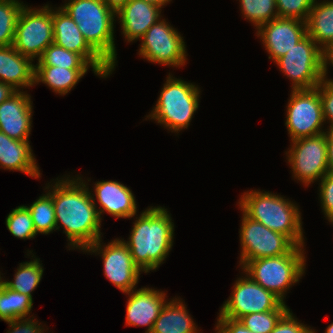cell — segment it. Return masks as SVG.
I'll list each match as a JSON object with an SVG mask.
<instances>
[{
	"mask_svg": "<svg viewBox=\"0 0 333 333\" xmlns=\"http://www.w3.org/2000/svg\"><path fill=\"white\" fill-rule=\"evenodd\" d=\"M79 176L56 178L53 185L48 183L45 189L52 196L56 230L63 227L69 241L67 248L84 251L102 237V220L93 203L89 184Z\"/></svg>",
	"mask_w": 333,
	"mask_h": 333,
	"instance_id": "1",
	"label": "cell"
},
{
	"mask_svg": "<svg viewBox=\"0 0 333 333\" xmlns=\"http://www.w3.org/2000/svg\"><path fill=\"white\" fill-rule=\"evenodd\" d=\"M167 208L150 206L133 222L129 241L123 242L134 264L144 273L155 271L172 250L174 222Z\"/></svg>",
	"mask_w": 333,
	"mask_h": 333,
	"instance_id": "2",
	"label": "cell"
},
{
	"mask_svg": "<svg viewBox=\"0 0 333 333\" xmlns=\"http://www.w3.org/2000/svg\"><path fill=\"white\" fill-rule=\"evenodd\" d=\"M238 204L250 219L287 236L296 246H305L301 212L295 202L269 191L250 190L241 195Z\"/></svg>",
	"mask_w": 333,
	"mask_h": 333,
	"instance_id": "3",
	"label": "cell"
},
{
	"mask_svg": "<svg viewBox=\"0 0 333 333\" xmlns=\"http://www.w3.org/2000/svg\"><path fill=\"white\" fill-rule=\"evenodd\" d=\"M68 1V0H67ZM61 8L78 25L88 45L114 70L116 13L103 0H69Z\"/></svg>",
	"mask_w": 333,
	"mask_h": 333,
	"instance_id": "4",
	"label": "cell"
},
{
	"mask_svg": "<svg viewBox=\"0 0 333 333\" xmlns=\"http://www.w3.org/2000/svg\"><path fill=\"white\" fill-rule=\"evenodd\" d=\"M166 78L156 105L147 118L178 134L181 130L188 129L199 108L201 91L198 85L175 78L170 73Z\"/></svg>",
	"mask_w": 333,
	"mask_h": 333,
	"instance_id": "5",
	"label": "cell"
},
{
	"mask_svg": "<svg viewBox=\"0 0 333 333\" xmlns=\"http://www.w3.org/2000/svg\"><path fill=\"white\" fill-rule=\"evenodd\" d=\"M304 246H295L288 254L247 261L243 273L283 302L287 291L300 281L305 273Z\"/></svg>",
	"mask_w": 333,
	"mask_h": 333,
	"instance_id": "6",
	"label": "cell"
},
{
	"mask_svg": "<svg viewBox=\"0 0 333 333\" xmlns=\"http://www.w3.org/2000/svg\"><path fill=\"white\" fill-rule=\"evenodd\" d=\"M275 63L292 81V90L316 88L324 79V51L308 34Z\"/></svg>",
	"mask_w": 333,
	"mask_h": 333,
	"instance_id": "7",
	"label": "cell"
},
{
	"mask_svg": "<svg viewBox=\"0 0 333 333\" xmlns=\"http://www.w3.org/2000/svg\"><path fill=\"white\" fill-rule=\"evenodd\" d=\"M52 43V6L46 4L41 8H32L25 4L17 20L13 47L34 61Z\"/></svg>",
	"mask_w": 333,
	"mask_h": 333,
	"instance_id": "8",
	"label": "cell"
},
{
	"mask_svg": "<svg viewBox=\"0 0 333 333\" xmlns=\"http://www.w3.org/2000/svg\"><path fill=\"white\" fill-rule=\"evenodd\" d=\"M286 158L293 178L309 187L329 171L326 133L302 137L290 142Z\"/></svg>",
	"mask_w": 333,
	"mask_h": 333,
	"instance_id": "9",
	"label": "cell"
},
{
	"mask_svg": "<svg viewBox=\"0 0 333 333\" xmlns=\"http://www.w3.org/2000/svg\"><path fill=\"white\" fill-rule=\"evenodd\" d=\"M139 40L138 55L151 63L177 68L187 61L184 39L166 19L154 23Z\"/></svg>",
	"mask_w": 333,
	"mask_h": 333,
	"instance_id": "10",
	"label": "cell"
},
{
	"mask_svg": "<svg viewBox=\"0 0 333 333\" xmlns=\"http://www.w3.org/2000/svg\"><path fill=\"white\" fill-rule=\"evenodd\" d=\"M286 107L285 126L291 141L326 132L317 88L291 90Z\"/></svg>",
	"mask_w": 333,
	"mask_h": 333,
	"instance_id": "11",
	"label": "cell"
},
{
	"mask_svg": "<svg viewBox=\"0 0 333 333\" xmlns=\"http://www.w3.org/2000/svg\"><path fill=\"white\" fill-rule=\"evenodd\" d=\"M239 229L240 268L250 260L288 254L296 245L285 235L267 228L242 212Z\"/></svg>",
	"mask_w": 333,
	"mask_h": 333,
	"instance_id": "12",
	"label": "cell"
},
{
	"mask_svg": "<svg viewBox=\"0 0 333 333\" xmlns=\"http://www.w3.org/2000/svg\"><path fill=\"white\" fill-rule=\"evenodd\" d=\"M102 241V238L98 239L83 252L102 257L105 277L121 292L125 294L137 288L142 271L134 264L128 246L119 238L107 245Z\"/></svg>",
	"mask_w": 333,
	"mask_h": 333,
	"instance_id": "13",
	"label": "cell"
},
{
	"mask_svg": "<svg viewBox=\"0 0 333 333\" xmlns=\"http://www.w3.org/2000/svg\"><path fill=\"white\" fill-rule=\"evenodd\" d=\"M239 277L233 285L229 298L223 303L218 317L239 320L251 314L276 310L283 301L266 290L248 275Z\"/></svg>",
	"mask_w": 333,
	"mask_h": 333,
	"instance_id": "14",
	"label": "cell"
},
{
	"mask_svg": "<svg viewBox=\"0 0 333 333\" xmlns=\"http://www.w3.org/2000/svg\"><path fill=\"white\" fill-rule=\"evenodd\" d=\"M54 43L80 54L97 76L106 78L114 71L85 41L78 25L60 6L52 8Z\"/></svg>",
	"mask_w": 333,
	"mask_h": 333,
	"instance_id": "15",
	"label": "cell"
},
{
	"mask_svg": "<svg viewBox=\"0 0 333 333\" xmlns=\"http://www.w3.org/2000/svg\"><path fill=\"white\" fill-rule=\"evenodd\" d=\"M274 62L291 50L306 34V22L294 18L277 17L262 24L256 31Z\"/></svg>",
	"mask_w": 333,
	"mask_h": 333,
	"instance_id": "16",
	"label": "cell"
},
{
	"mask_svg": "<svg viewBox=\"0 0 333 333\" xmlns=\"http://www.w3.org/2000/svg\"><path fill=\"white\" fill-rule=\"evenodd\" d=\"M33 102L26 91H17L0 104V131L9 138L29 140L32 127Z\"/></svg>",
	"mask_w": 333,
	"mask_h": 333,
	"instance_id": "17",
	"label": "cell"
},
{
	"mask_svg": "<svg viewBox=\"0 0 333 333\" xmlns=\"http://www.w3.org/2000/svg\"><path fill=\"white\" fill-rule=\"evenodd\" d=\"M94 194L91 192L92 200L95 206L99 203L97 209L100 219L105 212L116 219L134 218L137 215V204L134 194L123 183L118 181H97L94 184ZM94 196L96 198H94ZM97 200V201H95ZM97 202V203H96Z\"/></svg>",
	"mask_w": 333,
	"mask_h": 333,
	"instance_id": "18",
	"label": "cell"
},
{
	"mask_svg": "<svg viewBox=\"0 0 333 333\" xmlns=\"http://www.w3.org/2000/svg\"><path fill=\"white\" fill-rule=\"evenodd\" d=\"M125 326H147L145 333H150L162 307L165 305L166 293L150 287L135 288L128 293Z\"/></svg>",
	"mask_w": 333,
	"mask_h": 333,
	"instance_id": "19",
	"label": "cell"
},
{
	"mask_svg": "<svg viewBox=\"0 0 333 333\" xmlns=\"http://www.w3.org/2000/svg\"><path fill=\"white\" fill-rule=\"evenodd\" d=\"M161 9L144 0H129L116 13L125 40L129 43L140 39L154 23L161 19Z\"/></svg>",
	"mask_w": 333,
	"mask_h": 333,
	"instance_id": "20",
	"label": "cell"
},
{
	"mask_svg": "<svg viewBox=\"0 0 333 333\" xmlns=\"http://www.w3.org/2000/svg\"><path fill=\"white\" fill-rule=\"evenodd\" d=\"M32 62L31 58L23 56L13 45L0 46V81L17 91L35 86V65Z\"/></svg>",
	"mask_w": 333,
	"mask_h": 333,
	"instance_id": "21",
	"label": "cell"
},
{
	"mask_svg": "<svg viewBox=\"0 0 333 333\" xmlns=\"http://www.w3.org/2000/svg\"><path fill=\"white\" fill-rule=\"evenodd\" d=\"M32 151L29 140H15L0 131V169L20 171L40 178V168Z\"/></svg>",
	"mask_w": 333,
	"mask_h": 333,
	"instance_id": "22",
	"label": "cell"
},
{
	"mask_svg": "<svg viewBox=\"0 0 333 333\" xmlns=\"http://www.w3.org/2000/svg\"><path fill=\"white\" fill-rule=\"evenodd\" d=\"M185 303L179 297L167 301L150 333H199Z\"/></svg>",
	"mask_w": 333,
	"mask_h": 333,
	"instance_id": "23",
	"label": "cell"
},
{
	"mask_svg": "<svg viewBox=\"0 0 333 333\" xmlns=\"http://www.w3.org/2000/svg\"><path fill=\"white\" fill-rule=\"evenodd\" d=\"M307 34L325 52L333 45V0H314L306 20Z\"/></svg>",
	"mask_w": 333,
	"mask_h": 333,
	"instance_id": "24",
	"label": "cell"
},
{
	"mask_svg": "<svg viewBox=\"0 0 333 333\" xmlns=\"http://www.w3.org/2000/svg\"><path fill=\"white\" fill-rule=\"evenodd\" d=\"M89 69H64L55 66H35L34 85L42 82L59 95L70 92Z\"/></svg>",
	"mask_w": 333,
	"mask_h": 333,
	"instance_id": "25",
	"label": "cell"
},
{
	"mask_svg": "<svg viewBox=\"0 0 333 333\" xmlns=\"http://www.w3.org/2000/svg\"><path fill=\"white\" fill-rule=\"evenodd\" d=\"M28 252L29 253L27 256L31 255V259H34L30 260L29 262L26 261L19 264V267H17V271L13 278L14 280L6 281V279H2V282L9 289L17 291L18 293H23L24 295L30 296L32 298L34 289H36L42 279L44 268L40 262V258H37L32 253V250Z\"/></svg>",
	"mask_w": 333,
	"mask_h": 333,
	"instance_id": "26",
	"label": "cell"
},
{
	"mask_svg": "<svg viewBox=\"0 0 333 333\" xmlns=\"http://www.w3.org/2000/svg\"><path fill=\"white\" fill-rule=\"evenodd\" d=\"M33 298L6 287H0V319L4 322L32 317Z\"/></svg>",
	"mask_w": 333,
	"mask_h": 333,
	"instance_id": "27",
	"label": "cell"
},
{
	"mask_svg": "<svg viewBox=\"0 0 333 333\" xmlns=\"http://www.w3.org/2000/svg\"><path fill=\"white\" fill-rule=\"evenodd\" d=\"M35 66H55L64 69H90L92 66L80 55L55 43L50 44Z\"/></svg>",
	"mask_w": 333,
	"mask_h": 333,
	"instance_id": "28",
	"label": "cell"
},
{
	"mask_svg": "<svg viewBox=\"0 0 333 333\" xmlns=\"http://www.w3.org/2000/svg\"><path fill=\"white\" fill-rule=\"evenodd\" d=\"M31 213L37 234L48 235L56 230V216L52 196L46 191L33 204L26 206Z\"/></svg>",
	"mask_w": 333,
	"mask_h": 333,
	"instance_id": "29",
	"label": "cell"
},
{
	"mask_svg": "<svg viewBox=\"0 0 333 333\" xmlns=\"http://www.w3.org/2000/svg\"><path fill=\"white\" fill-rule=\"evenodd\" d=\"M24 5L19 0H0V46L13 45L17 20Z\"/></svg>",
	"mask_w": 333,
	"mask_h": 333,
	"instance_id": "30",
	"label": "cell"
},
{
	"mask_svg": "<svg viewBox=\"0 0 333 333\" xmlns=\"http://www.w3.org/2000/svg\"><path fill=\"white\" fill-rule=\"evenodd\" d=\"M244 19L249 20L256 30L265 23L276 19V0H239Z\"/></svg>",
	"mask_w": 333,
	"mask_h": 333,
	"instance_id": "31",
	"label": "cell"
},
{
	"mask_svg": "<svg viewBox=\"0 0 333 333\" xmlns=\"http://www.w3.org/2000/svg\"><path fill=\"white\" fill-rule=\"evenodd\" d=\"M290 308L283 302L276 310L251 313L239 319V321L249 330L255 333H270L280 320V318Z\"/></svg>",
	"mask_w": 333,
	"mask_h": 333,
	"instance_id": "32",
	"label": "cell"
},
{
	"mask_svg": "<svg viewBox=\"0 0 333 333\" xmlns=\"http://www.w3.org/2000/svg\"><path fill=\"white\" fill-rule=\"evenodd\" d=\"M5 221L7 229L14 237L26 240L33 239L37 235L31 213L26 205H20L13 209Z\"/></svg>",
	"mask_w": 333,
	"mask_h": 333,
	"instance_id": "33",
	"label": "cell"
},
{
	"mask_svg": "<svg viewBox=\"0 0 333 333\" xmlns=\"http://www.w3.org/2000/svg\"><path fill=\"white\" fill-rule=\"evenodd\" d=\"M314 0H276L278 17L306 22Z\"/></svg>",
	"mask_w": 333,
	"mask_h": 333,
	"instance_id": "34",
	"label": "cell"
},
{
	"mask_svg": "<svg viewBox=\"0 0 333 333\" xmlns=\"http://www.w3.org/2000/svg\"><path fill=\"white\" fill-rule=\"evenodd\" d=\"M316 88L319 90L324 121L328 120V129L333 130V79L324 74V79Z\"/></svg>",
	"mask_w": 333,
	"mask_h": 333,
	"instance_id": "35",
	"label": "cell"
},
{
	"mask_svg": "<svg viewBox=\"0 0 333 333\" xmlns=\"http://www.w3.org/2000/svg\"><path fill=\"white\" fill-rule=\"evenodd\" d=\"M319 197L324 217L333 219V173L328 172L319 180Z\"/></svg>",
	"mask_w": 333,
	"mask_h": 333,
	"instance_id": "36",
	"label": "cell"
},
{
	"mask_svg": "<svg viewBox=\"0 0 333 333\" xmlns=\"http://www.w3.org/2000/svg\"><path fill=\"white\" fill-rule=\"evenodd\" d=\"M270 333H316L313 328L298 322L290 309L280 318Z\"/></svg>",
	"mask_w": 333,
	"mask_h": 333,
	"instance_id": "37",
	"label": "cell"
},
{
	"mask_svg": "<svg viewBox=\"0 0 333 333\" xmlns=\"http://www.w3.org/2000/svg\"><path fill=\"white\" fill-rule=\"evenodd\" d=\"M38 322L39 321L36 320L33 315L28 318L6 321V323L9 324L8 326L11 327L7 333H45L44 325Z\"/></svg>",
	"mask_w": 333,
	"mask_h": 333,
	"instance_id": "38",
	"label": "cell"
},
{
	"mask_svg": "<svg viewBox=\"0 0 333 333\" xmlns=\"http://www.w3.org/2000/svg\"><path fill=\"white\" fill-rule=\"evenodd\" d=\"M215 326L216 333H255L246 328L239 320L227 317H218Z\"/></svg>",
	"mask_w": 333,
	"mask_h": 333,
	"instance_id": "39",
	"label": "cell"
},
{
	"mask_svg": "<svg viewBox=\"0 0 333 333\" xmlns=\"http://www.w3.org/2000/svg\"><path fill=\"white\" fill-rule=\"evenodd\" d=\"M326 142H327V154H328V166L329 171L333 173V130L326 129Z\"/></svg>",
	"mask_w": 333,
	"mask_h": 333,
	"instance_id": "40",
	"label": "cell"
},
{
	"mask_svg": "<svg viewBox=\"0 0 333 333\" xmlns=\"http://www.w3.org/2000/svg\"><path fill=\"white\" fill-rule=\"evenodd\" d=\"M16 92L17 90H15L11 85L0 81V104L9 99Z\"/></svg>",
	"mask_w": 333,
	"mask_h": 333,
	"instance_id": "41",
	"label": "cell"
},
{
	"mask_svg": "<svg viewBox=\"0 0 333 333\" xmlns=\"http://www.w3.org/2000/svg\"><path fill=\"white\" fill-rule=\"evenodd\" d=\"M107 6L117 13L122 7L126 5L129 0H103Z\"/></svg>",
	"mask_w": 333,
	"mask_h": 333,
	"instance_id": "42",
	"label": "cell"
},
{
	"mask_svg": "<svg viewBox=\"0 0 333 333\" xmlns=\"http://www.w3.org/2000/svg\"><path fill=\"white\" fill-rule=\"evenodd\" d=\"M333 66V45L324 52V74L328 73V66Z\"/></svg>",
	"mask_w": 333,
	"mask_h": 333,
	"instance_id": "43",
	"label": "cell"
},
{
	"mask_svg": "<svg viewBox=\"0 0 333 333\" xmlns=\"http://www.w3.org/2000/svg\"><path fill=\"white\" fill-rule=\"evenodd\" d=\"M144 1L163 8L165 5L169 4L170 1L172 0H144Z\"/></svg>",
	"mask_w": 333,
	"mask_h": 333,
	"instance_id": "44",
	"label": "cell"
},
{
	"mask_svg": "<svg viewBox=\"0 0 333 333\" xmlns=\"http://www.w3.org/2000/svg\"><path fill=\"white\" fill-rule=\"evenodd\" d=\"M325 333H333V322L328 325V327L325 330Z\"/></svg>",
	"mask_w": 333,
	"mask_h": 333,
	"instance_id": "45",
	"label": "cell"
},
{
	"mask_svg": "<svg viewBox=\"0 0 333 333\" xmlns=\"http://www.w3.org/2000/svg\"><path fill=\"white\" fill-rule=\"evenodd\" d=\"M2 278H3V277H2L1 274H0V287H1V284L3 283V282H2Z\"/></svg>",
	"mask_w": 333,
	"mask_h": 333,
	"instance_id": "46",
	"label": "cell"
}]
</instances>
